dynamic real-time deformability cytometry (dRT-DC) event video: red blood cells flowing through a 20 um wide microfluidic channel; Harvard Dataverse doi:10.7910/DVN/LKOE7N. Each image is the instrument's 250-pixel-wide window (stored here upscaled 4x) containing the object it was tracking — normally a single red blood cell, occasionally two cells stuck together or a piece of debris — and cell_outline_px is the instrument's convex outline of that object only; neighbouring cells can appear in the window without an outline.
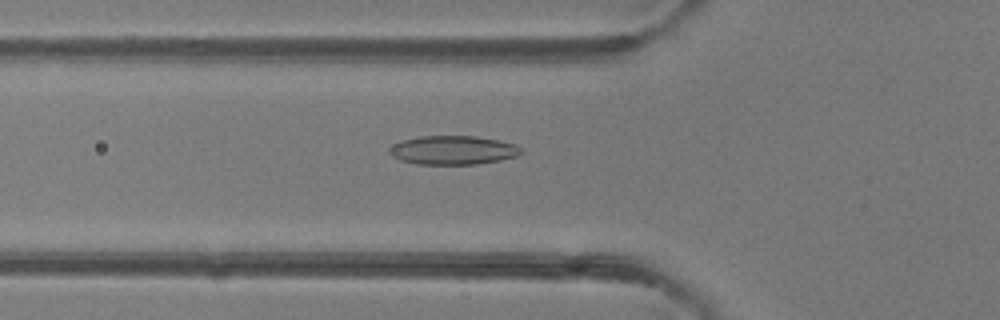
{"species": "common noctule bat (a hibernating species)", "species_latin": "Nyctalus noctula", "temperature_condition": "room temperature", "stored_images_in_passage": 45, "camera_frame_rate_fps": 3000, "um_per_image_px": 0.085, "animal": {"sex": "female"}, "frame": {"image": 1, "passage_image": 14, "time_ms": 4.333, "image_size_px": [1000, 320], "cell_outline_px": [[524, 152], [516, 156], [500, 160], [476, 164], [416, 164], [400, 160], [392, 156], [388, 152], [388, 148], [392, 144], [404, 140], [420, 136], [476, 136], [500, 140], [516, 144]], "centroid_in_image_um": [38.5, 12.76], "position_along_channel_um": 87.3, "area_um2": 22.25}}
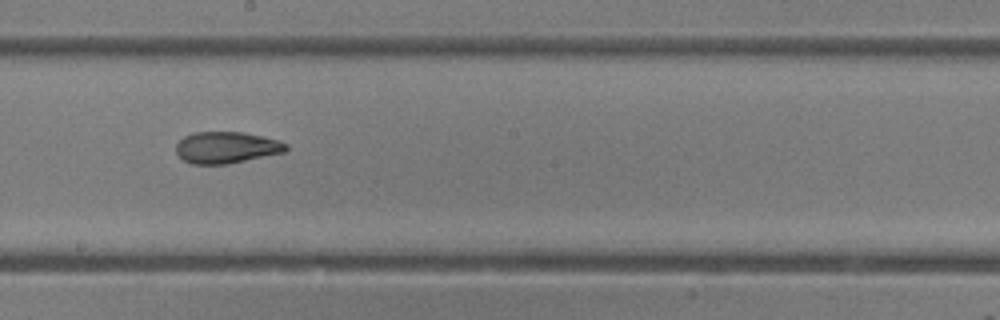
{"frame": {"image": 2, "passage_image": 24, "time_ms": 7.667, "image_size_px": [1000, 320], "cell_outline_px": [[288, 148], [284, 152], [228, 164], [192, 164], [184, 160], [176, 152], [176, 144], [184, 136], [192, 132], [244, 132], [276, 140], [288, 144]], "centroid_in_image_um": [19.22, 12.53], "position_along_channel_um": 229.0, "area_um2": 20.11}}
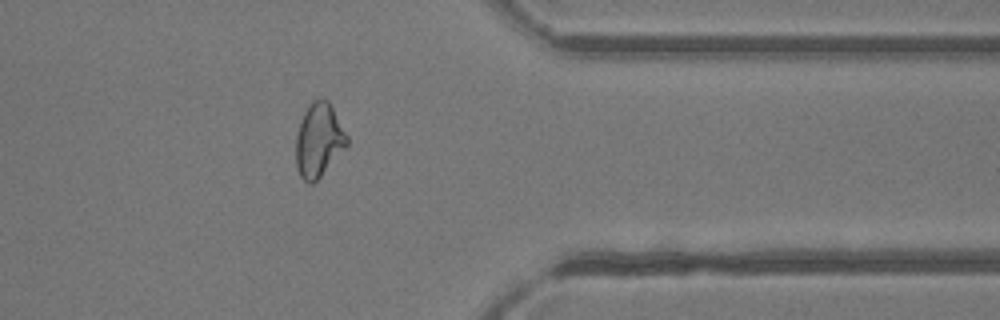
{"frame": {"image": 3, "passage_image": 36, "time_ms": 11.667, "image_size_px": [1000, 320], "cell_outline_px": [[348, 144], [320, 176], [312, 184], [308, 184], [300, 176], [296, 168], [296, 136], [304, 112], [308, 104], [312, 100], [328, 100], [348, 136]], "centroid_in_image_um": [27.08, 11.92], "position_along_channel_um": 384.3, "area_um2": 21.62}, "authors_computed_cell_mechanics": {"area_um2": 22.0218, "velocity_mm_per_s": 4.2157, "shape_relaxation_time_tau1_ms": 6.5643, "shape_relaxation_time_tau2_ms": 1.6477, "deformation_change_tau1": 0.1912, "deformation_change_tau2": 0.0803}}